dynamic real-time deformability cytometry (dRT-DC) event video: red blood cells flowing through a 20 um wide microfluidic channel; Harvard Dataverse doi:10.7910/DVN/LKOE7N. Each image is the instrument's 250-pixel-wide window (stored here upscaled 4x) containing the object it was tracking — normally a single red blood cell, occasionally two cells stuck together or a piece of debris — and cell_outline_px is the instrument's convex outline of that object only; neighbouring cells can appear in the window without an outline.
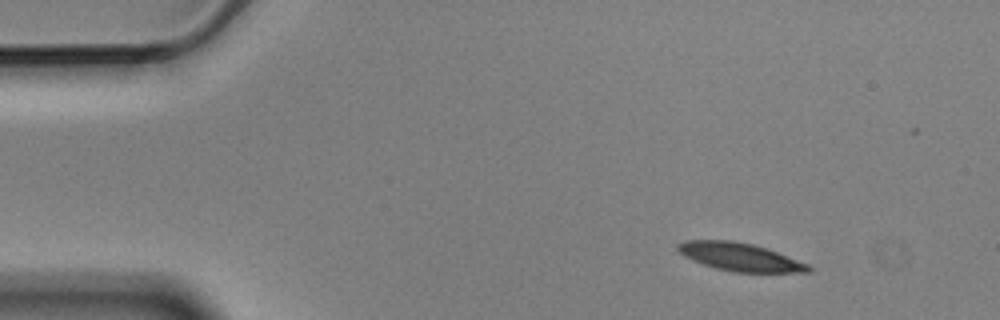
{"species": "Egyptian fruit bat (a non-hibernating species)", "species_latin": "Rousettus aegyptiacus", "temperature_condition": "cold", "stored_images_in_passage": 10, "camera_frame_rate_fps": 3000, "um_per_image_px": 0.085, "animal": {"sex": "male"}, "frame": {"image": 1, "passage_image": 1, "time_ms": 0.0, "image_size_px": [1000, 320], "cell_outline_px": [[812, 272], [732, 272], [716, 268], [692, 260], [684, 256], [676, 248], [676, 244], [684, 240], [732, 240], [752, 244], [768, 248], [808, 264], [812, 268]], "centroid_in_image_um": [62.88, 21.83], "position_along_channel_um": 22.1, "area_um2": 21.39}}
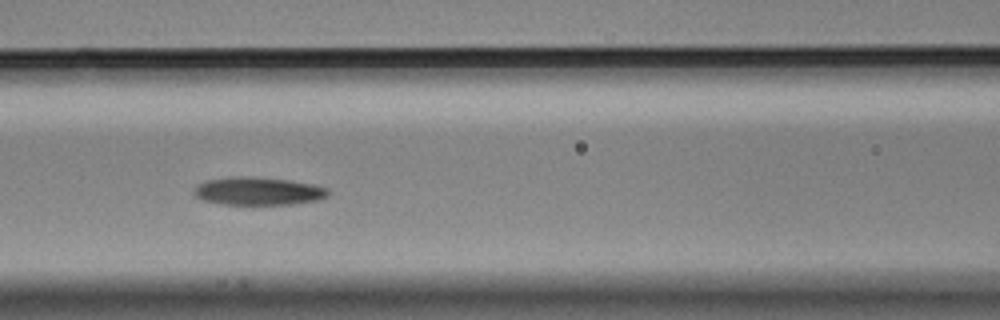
{"frame": {"image": 2, "passage_image": 6, "time_ms": 1.667, "image_size_px": [1000, 320], "cell_outline_px": [[328, 196], [320, 200], [292, 204], [220, 204], [204, 200], [196, 196], [192, 192], [192, 188], [196, 184], [204, 180], [232, 176], [252, 176], [288, 180], [312, 184], [328, 188]], "centroid_in_image_um": [21.89, 16.23], "position_along_channel_um": 144.7, "area_um2": 22.14}}
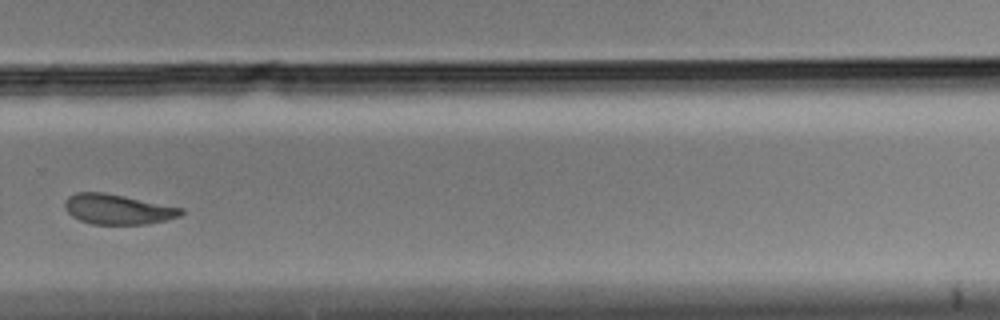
{"frame": {"image": 3, "passage_image": 10, "time_ms": 3.0, "image_size_px": [1000, 320], "cell_outline_px": [[184, 212], [180, 216], [148, 224], [92, 224], [80, 220], [72, 216], [64, 208], [64, 200], [68, 196], [76, 192], [104, 192], [184, 208]], "centroid_in_image_um": [9.98, 17.78], "position_along_channel_um": 319.8, "area_um2": 20.4}}